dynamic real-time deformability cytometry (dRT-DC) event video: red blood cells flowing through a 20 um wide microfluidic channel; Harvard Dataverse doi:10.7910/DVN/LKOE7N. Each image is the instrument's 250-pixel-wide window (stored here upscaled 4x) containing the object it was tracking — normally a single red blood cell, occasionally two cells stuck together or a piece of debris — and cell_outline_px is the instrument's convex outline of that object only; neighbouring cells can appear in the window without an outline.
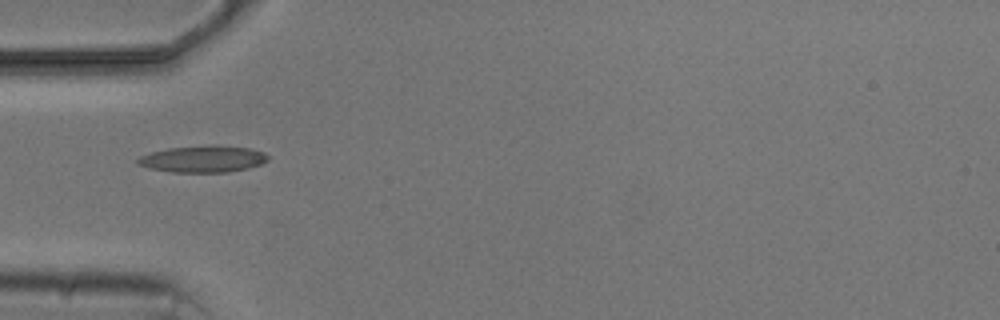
{"species": "common noctule bat (a hibernating species)", "species_latin": "Nyctalus noctula", "temperature_condition": "cold", "stored_images_in_passage": 13, "camera_frame_rate_fps": 3000, "um_per_image_px": 0.085, "animal": {"sex": "male", "body_mass_g": 20.5, "forearm_length_mm": 52.5}, "frame": {"image": 1, "passage_image": 4, "time_ms": 4.667, "image_size_px": [1000, 320], "cell_outline_px": [[268, 160], [260, 164], [248, 168], [228, 172], [172, 172], [148, 168], [136, 164], [136, 160], [140, 156], [152, 152], [168, 148], [216, 144], [248, 148], [264, 152], [268, 156]], "centroid_in_image_um": [17.24, 13.51], "position_along_channel_um": 67.8, "area_um2": 20.35}}
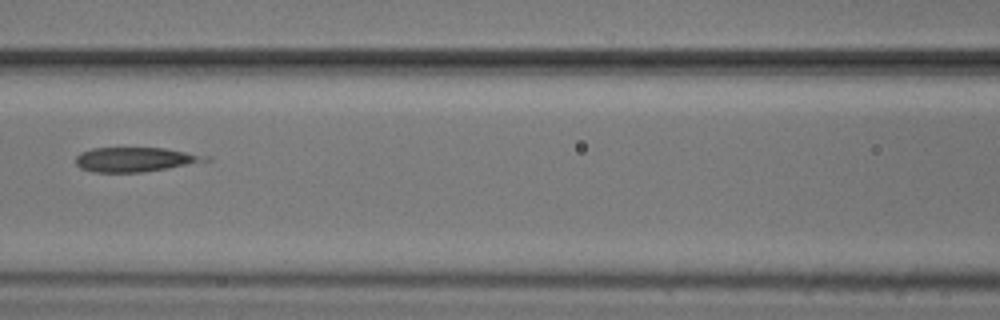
{"frame": {"image": 2, "passage_image": 6, "time_ms": 7.0, "image_size_px": [1000, 320], "cell_outline_px": [[212, 160], [168, 168], [144, 172], [92, 172], [80, 168], [76, 164], [76, 156], [80, 152], [92, 148], [164, 148], [212, 156]], "centroid_in_image_um": [11.51, 13.55], "position_along_channel_um": 155.1, "area_um2": 18.61}}
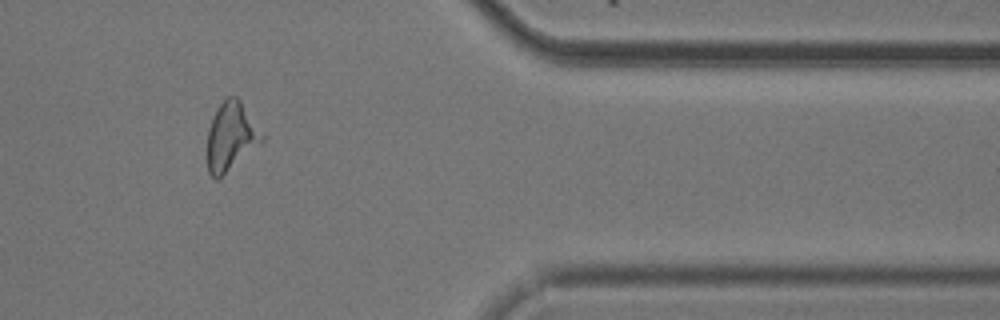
{"frame": {"image": 3, "passage_image": 12, "time_ms": 14.0, "image_size_px": [1000, 320], "cell_outline_px": [[264, 140], [260, 144], [220, 180], [216, 180], [208, 172], [208, 128], [212, 116], [220, 104], [228, 96], [236, 96], [240, 100], [264, 136]], "centroid_in_image_um": [19.62, 11.65], "position_along_channel_um": 391.8, "area_um2": 21.79}}